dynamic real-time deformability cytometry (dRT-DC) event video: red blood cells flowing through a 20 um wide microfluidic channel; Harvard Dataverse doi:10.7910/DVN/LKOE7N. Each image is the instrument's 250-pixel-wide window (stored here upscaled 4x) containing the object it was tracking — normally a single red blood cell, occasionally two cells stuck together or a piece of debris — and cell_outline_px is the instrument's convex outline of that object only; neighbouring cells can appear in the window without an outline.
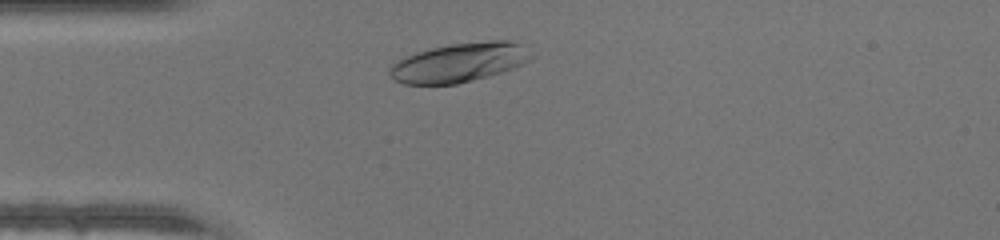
{"species": "human", "species_latin": "Homo sapiens", "temperature_condition": "warm", "stored_images_in_passage": 29, "camera_frame_rate_fps": 3000, "um_per_image_px": 0.085, "donor": {"sex": "male"}, "frame": {"image": 1, "passage_image": 4, "time_ms": 1.0, "image_size_px": [1000, 240], "cell_outline_px": [[536, 56], [512, 68], [488, 76], [456, 84], [404, 84], [396, 80], [388, 72], [388, 68], [396, 60], [404, 56], [416, 52], [448, 44], [492, 40], [508, 40], [520, 44]], "centroid_in_image_um": [39.01, 5.3], "position_along_channel_um": 46.0, "area_um2": 32.19}}
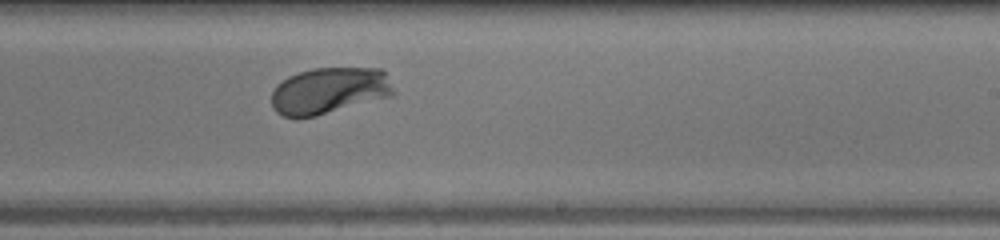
{"frame": {"image": 2, "passage_image": 20, "time_ms": 6.333, "image_size_px": [1000, 240], "cell_outline_px": [[396, 92], [392, 96], [316, 116], [296, 120], [284, 116], [276, 112], [272, 108], [272, 92], [276, 84], [288, 76], [312, 68], [380, 68], [384, 72]], "centroid_in_image_um": [27.95, 7.73], "position_along_channel_um": 261.1, "area_um2": 33.47}}
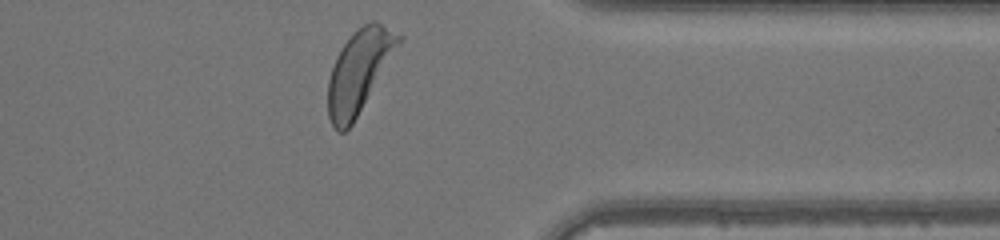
{"frame": {"image": 3, "passage_image": 29, "time_ms": 9.333, "image_size_px": [1000, 240], "cell_outline_px": [[404, 40], [352, 124], [344, 132], [340, 132], [332, 124], [328, 116], [328, 80], [336, 56], [352, 32], [364, 24], [372, 20], [376, 20], [404, 36]], "centroid_in_image_um": [30.56, 6.0], "position_along_channel_um": 380.8, "area_um2": 33.93}}